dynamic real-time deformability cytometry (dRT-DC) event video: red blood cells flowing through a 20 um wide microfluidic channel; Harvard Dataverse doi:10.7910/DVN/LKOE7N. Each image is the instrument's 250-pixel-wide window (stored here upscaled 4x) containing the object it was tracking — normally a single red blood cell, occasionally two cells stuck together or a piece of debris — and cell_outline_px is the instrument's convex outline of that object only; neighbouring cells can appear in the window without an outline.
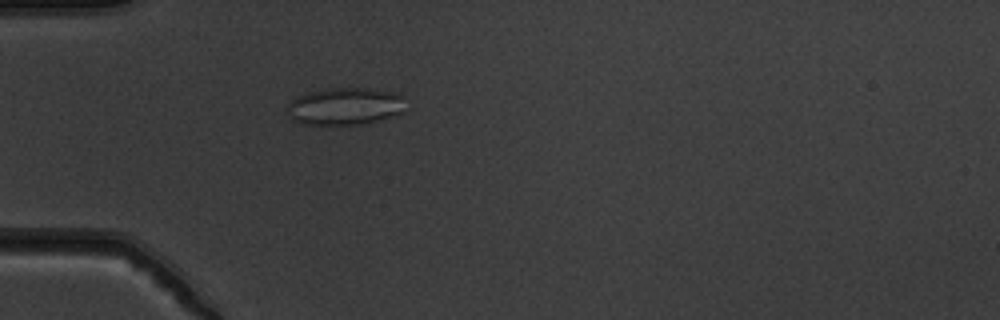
{"species": "common noctule bat (a hibernating species)", "species_latin": "Nyctalus noctula", "temperature_condition": "warm", "stored_images_in_passage": 38, "camera_frame_rate_fps": 3000, "um_per_image_px": 0.085, "animal": {"sex": "male", "body_mass_g": 19.5, "forearm_length_mm": 54.6}, "frame": {"image": 1, "passage_image": 1, "time_ms": 0.0, "image_size_px": [1000, 320], "cell_outline_px": [[404, 112], [360, 124], [300, 124], [292, 120], [288, 116], [288, 104], [292, 100], [300, 96], [312, 92], [328, 88], [368, 88], [400, 92], [404, 96]], "centroid_in_image_um": [29.35, 9.02], "position_along_channel_um": 55.6, "area_um2": 25.61}}
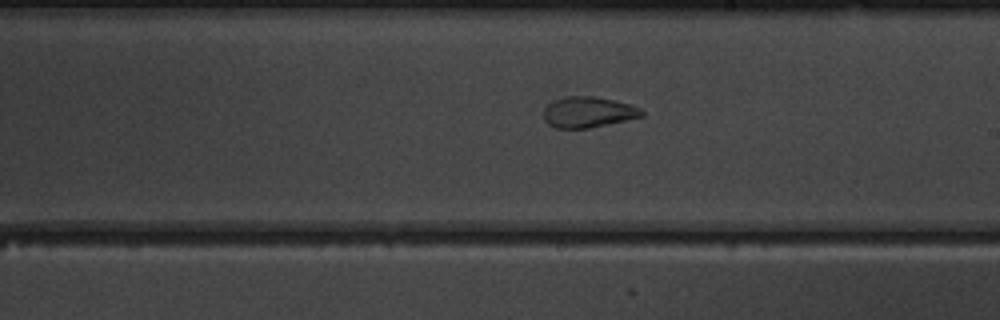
{"frame": {"image": 2, "passage_image": 16, "time_ms": 5.0, "image_size_px": [1000, 320], "cell_outline_px": [[644, 116], [608, 124], [588, 128], [556, 128], [548, 124], [544, 120], [544, 108], [552, 100], [568, 96], [592, 96], [616, 100], [640, 108], [644, 112]], "centroid_in_image_um": [49.98, 9.53], "position_along_channel_um": 239.0, "area_um2": 17.63}}
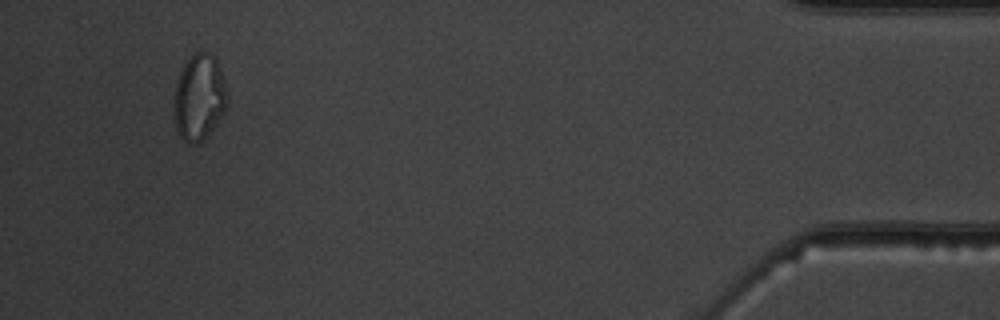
{"frame": {"image": 3, "passage_image": 35, "time_ms": 11.333, "image_size_px": [1000, 320], "cell_outline_px": [[228, 104], [224, 112], [208, 136], [204, 140], [196, 144], [188, 144], [180, 136], [176, 128], [172, 112], [172, 104], [176, 84], [180, 72], [188, 56], [196, 52], [208, 52], [216, 56], [228, 88]], "centroid_in_image_um": [16.94, 8.27], "position_along_channel_um": 418.3, "area_um2": 27.69}}